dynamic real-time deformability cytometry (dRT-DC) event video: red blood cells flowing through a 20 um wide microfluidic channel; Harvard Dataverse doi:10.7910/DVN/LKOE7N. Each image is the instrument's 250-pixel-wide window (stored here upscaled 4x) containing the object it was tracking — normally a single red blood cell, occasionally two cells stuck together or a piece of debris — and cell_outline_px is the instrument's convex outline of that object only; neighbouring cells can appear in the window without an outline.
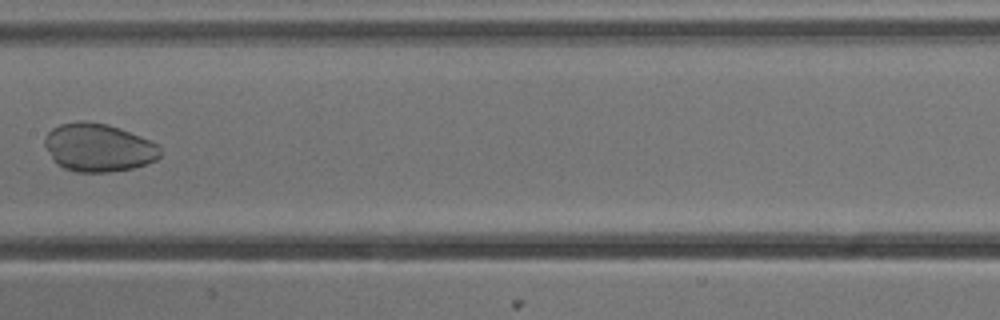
{"species": "common noctule bat (a hibernating species)", "species_latin": "Nyctalus noctula", "temperature_condition": "cold", "stored_images_in_passage": 7, "camera_frame_rate_fps": 3000, "um_per_image_px": 0.085, "animal": {"sex": "male", "body_mass_g": 13.3}, "frame": {"image": 1, "passage_image": 7, "time_ms": 2.0, "image_size_px": [1000, 320], "cell_outline_px": [[160, 156], [156, 160], [132, 168], [108, 172], [76, 172], [64, 168], [52, 156], [44, 144], [44, 136], [52, 128], [60, 124], [80, 120], [88, 120], [108, 124], [120, 128], [148, 140], [156, 144], [160, 148]], "centroid_in_image_um": [8.35, 12.52], "position_along_channel_um": 199.1, "area_um2": 32.14}}